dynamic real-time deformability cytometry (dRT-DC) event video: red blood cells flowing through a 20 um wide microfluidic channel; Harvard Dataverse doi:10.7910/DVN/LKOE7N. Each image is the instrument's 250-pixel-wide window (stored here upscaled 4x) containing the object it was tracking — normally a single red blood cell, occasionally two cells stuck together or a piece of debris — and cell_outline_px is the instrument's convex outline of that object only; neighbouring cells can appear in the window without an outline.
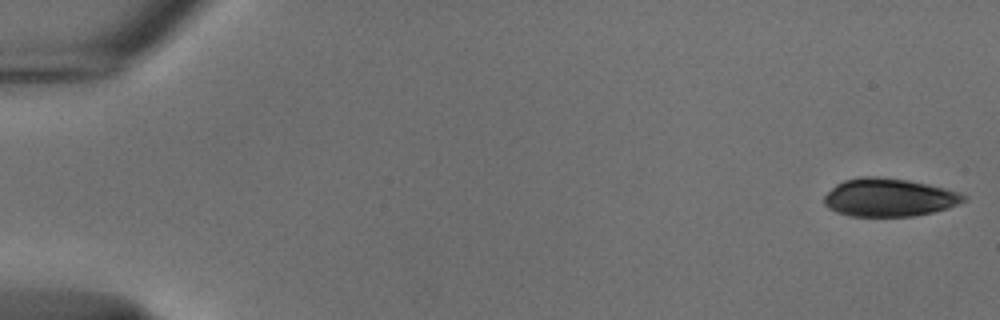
{"species": "common noctule bat (a hibernating species)", "species_latin": "Nyctalus noctula", "temperature_condition": "cold", "stored_images_in_passage": 53, "camera_frame_rate_fps": 3000, "um_per_image_px": 0.085, "animal": {"sex": "male", "body_mass_g": 18.8}, "frame": {"image": 1, "passage_image": 1, "time_ms": 0.0, "image_size_px": [1000, 320], "cell_outline_px": [[964, 200], [948, 208], [932, 212], [912, 216], [852, 216], [836, 212], [828, 208], [824, 204], [824, 196], [836, 184], [844, 180], [860, 176], [876, 176], [908, 180], [928, 184], [960, 192], [964, 196]], "centroid_in_image_um": [75.52, 16.78], "position_along_channel_um": 9.5, "area_um2": 30.81}}
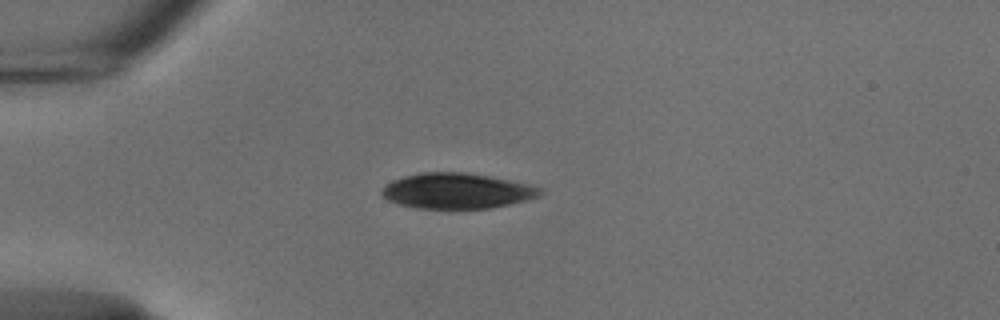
{"frame": {"image": 2, "passage_image": 14, "time_ms": 4.333, "image_size_px": [1000, 320], "cell_outline_px": [[544, 192], [540, 196], [508, 204], [488, 208], [416, 208], [400, 204], [388, 200], [380, 192], [392, 180], [404, 176], [420, 172], [464, 172], [488, 176], [528, 184], [544, 188]], "centroid_in_image_um": [38.85, 16.22], "position_along_channel_um": 46.2, "area_um2": 32.43}}
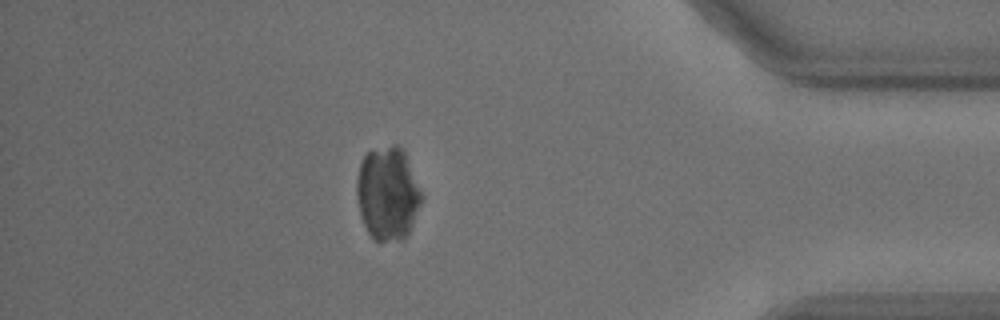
{"frame": {"image": 3, "passage_image": 47, "time_ms": 15.333, "image_size_px": [1000, 320], "cell_outline_px": [[424, 196], [412, 224], [404, 240], [380, 244], [368, 232], [364, 224], [360, 212], [356, 192], [356, 180], [360, 164], [364, 156], [368, 152], [392, 144], [396, 144], [404, 152]], "centroid_in_image_um": [32.96, 16.49], "position_along_channel_um": 402.2, "area_um2": 35.37}}